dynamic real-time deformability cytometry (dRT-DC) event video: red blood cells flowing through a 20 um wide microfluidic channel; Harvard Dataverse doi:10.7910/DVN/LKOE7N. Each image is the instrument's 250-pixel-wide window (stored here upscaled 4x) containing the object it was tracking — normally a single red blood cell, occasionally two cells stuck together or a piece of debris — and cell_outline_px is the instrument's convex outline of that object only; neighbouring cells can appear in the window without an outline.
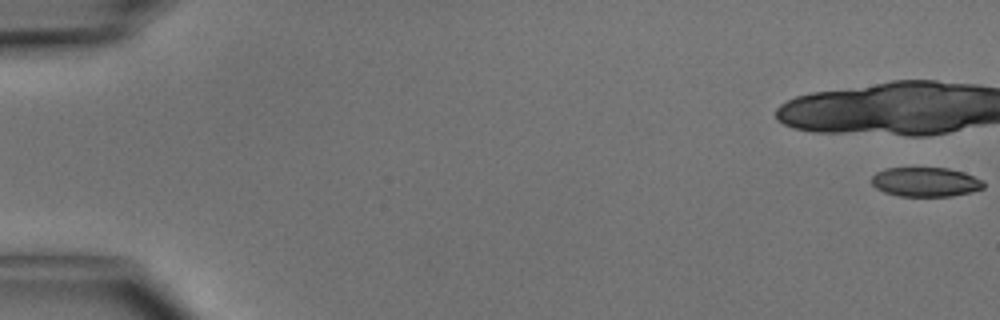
{"species": "common noctule bat (a hibernating species)", "species_latin": "Nyctalus noctula", "temperature_condition": "cold", "stored_images_in_passage": 10, "camera_frame_rate_fps": 3000, "um_per_image_px": 0.085, "animal": {"sex": "male", "body_mass_g": 15.6}, "frame": {"image": 1, "passage_image": 1, "time_ms": 0.0, "image_size_px": [1000, 320], "cell_outline_px": [[984, 188], [972, 192], [952, 196], [900, 196], [884, 192], [876, 188], [872, 184], [872, 176], [876, 172], [888, 168], [948, 168], [964, 172], [984, 180]], "centroid_in_image_um": [78.7, 15.47], "position_along_channel_um": 6.3, "area_um2": 19.25}}